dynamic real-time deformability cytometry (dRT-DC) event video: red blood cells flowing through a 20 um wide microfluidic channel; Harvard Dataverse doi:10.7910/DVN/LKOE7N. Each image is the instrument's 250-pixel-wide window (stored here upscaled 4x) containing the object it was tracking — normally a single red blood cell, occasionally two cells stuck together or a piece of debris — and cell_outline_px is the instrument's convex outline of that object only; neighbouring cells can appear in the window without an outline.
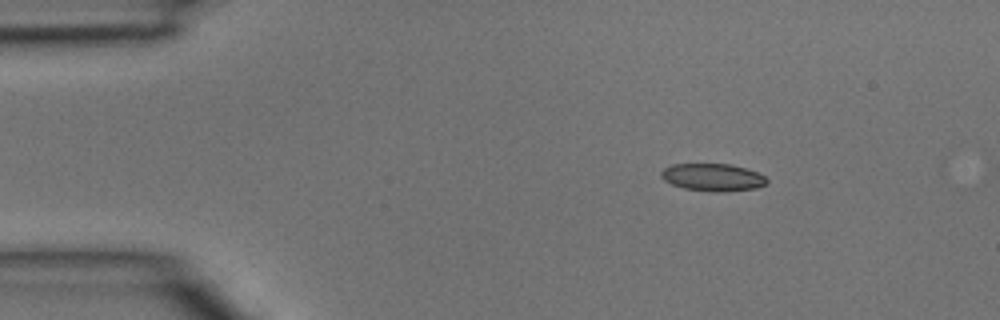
{"species": "common noctule bat (a hibernating species)", "species_latin": "Nyctalus noctula", "temperature_condition": "room temperature", "stored_images_in_passage": 3, "camera_frame_rate_fps": 3000, "um_per_image_px": 0.085, "animal": {"sex": "male", "body_mass_g": 15.6}, "frame": {"image": 1, "passage_image": 1, "time_ms": 0.0, "image_size_px": [1000, 320], "cell_outline_px": [[768, 180], [764, 184], [756, 188], [724, 192], [716, 192], [684, 188], [672, 184], [664, 180], [660, 176], [660, 172], [664, 168], [672, 164], [732, 164], [748, 168], [764, 176]], "centroid_in_image_um": [60.57, 15.06], "position_along_channel_um": 24.4, "area_um2": 16.94}}
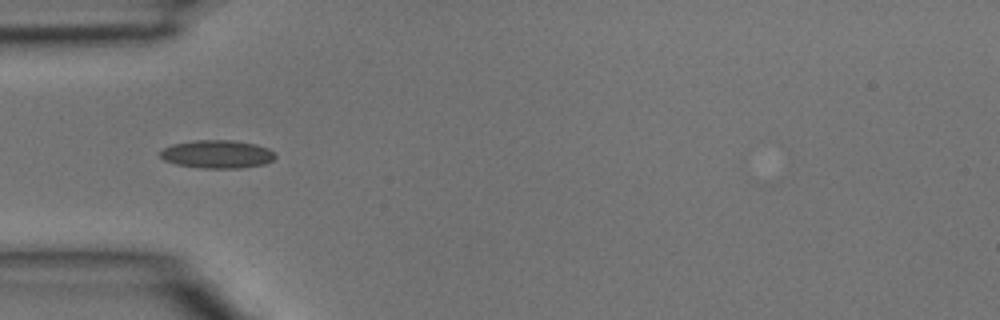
{"frame": {"image": 2, "passage_image": 3, "time_ms": 0.667, "image_size_px": [1000, 320], "cell_outline_px": [[276, 156], [272, 160], [264, 164], [236, 168], [204, 168], [176, 164], [164, 160], [160, 156], [160, 152], [164, 148], [172, 144], [196, 140], [232, 140], [256, 144], [268, 148]], "centroid_in_image_um": [18.45, 13.1], "position_along_channel_um": 66.6, "area_um2": 18.67}}